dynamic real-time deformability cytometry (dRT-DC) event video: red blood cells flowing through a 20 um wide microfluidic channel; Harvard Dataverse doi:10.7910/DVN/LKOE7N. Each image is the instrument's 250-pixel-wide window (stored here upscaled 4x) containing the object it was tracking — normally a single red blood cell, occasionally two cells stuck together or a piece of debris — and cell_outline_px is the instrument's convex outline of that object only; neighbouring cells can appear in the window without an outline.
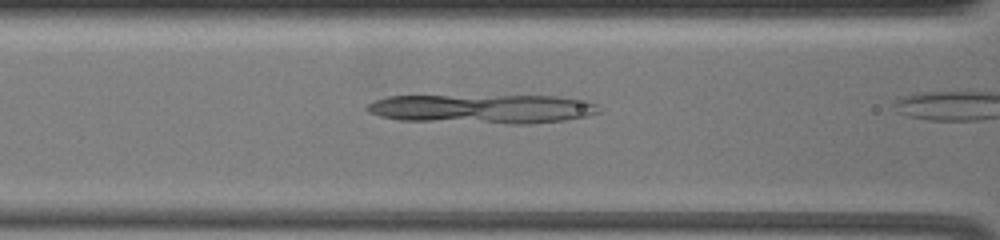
{"species": "common noctule bat (a hibernating species)", "species_latin": "Nyctalus noctula", "temperature_condition": "warm", "stored_images_in_passage": 8, "camera_frame_rate_fps": 3000, "um_per_image_px": 0.085, "animal": {"sex": "female", "body_mass_g": 19.5, "forearm_length_mm": 54.1}, "frame": {"image": 1, "passage_image": 4, "time_ms": 1.0, "image_size_px": [1000, 240], "cell_outline_px": [[600, 112], [588, 116], [564, 120], [532, 124], [512, 124], [400, 120], [380, 116], [368, 112], [364, 108], [372, 100], [388, 96], [556, 96], [588, 100], [596, 104]], "centroid_in_image_um": [41.01, 9.25], "position_along_channel_um": 125.6, "area_um2": 39.77}}
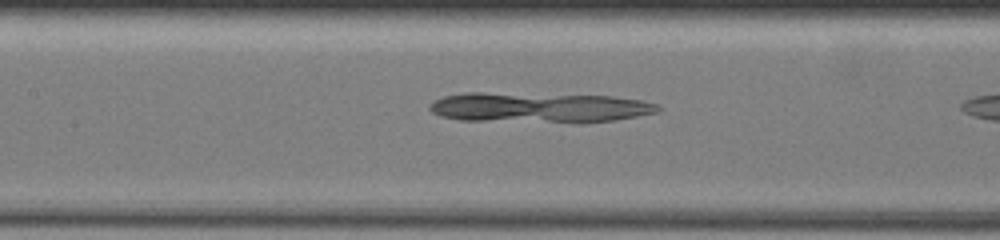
{"frame": {"image": 2, "passage_image": 7, "time_ms": 2.0, "image_size_px": [1000, 240], "cell_outline_px": [[664, 108], [660, 112], [616, 120], [580, 124], [576, 124], [460, 120], [440, 116], [432, 112], [428, 108], [428, 104], [432, 100], [444, 96], [464, 92], [480, 92], [612, 96], [640, 100], [656, 104]], "centroid_in_image_um": [45.83, 9.16], "position_along_channel_um": 161.6, "area_um2": 41.38}}